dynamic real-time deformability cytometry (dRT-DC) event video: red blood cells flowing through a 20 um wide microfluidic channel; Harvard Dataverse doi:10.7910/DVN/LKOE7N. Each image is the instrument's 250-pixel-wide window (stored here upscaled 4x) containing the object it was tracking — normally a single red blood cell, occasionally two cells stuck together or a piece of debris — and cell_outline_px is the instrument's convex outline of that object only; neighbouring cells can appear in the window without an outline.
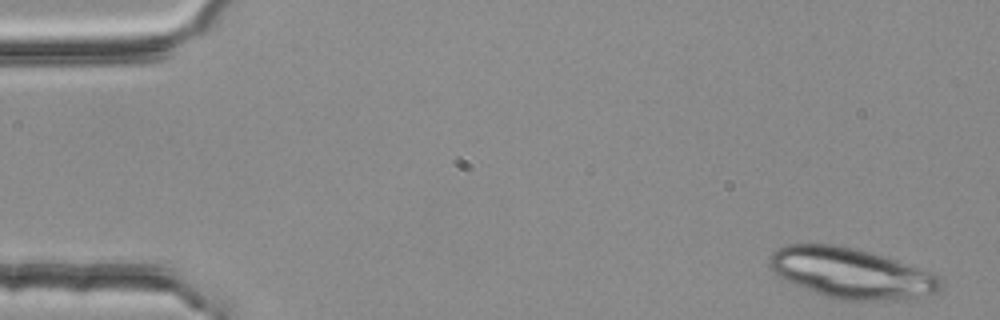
{"species": "common noctule bat (a hibernating species)", "species_latin": "Nyctalus noctula", "temperature_condition": "room temperature", "stored_images_in_passage": 4, "camera_frame_rate_fps": 3000, "um_per_image_px": 0.085, "animal": {"sex": "female", "body_mass_g": 25.1}, "frame": {"image": 1, "passage_image": 1, "time_ms": 0.0, "image_size_px": [1000, 320], "cell_outline_px": [[944, 284], [936, 292], [928, 296], [916, 300], [836, 300], [824, 296], [784, 280], [776, 276], [772, 272], [768, 264], [768, 256], [772, 252], [788, 244], [832, 244], [852, 248], [868, 252], [932, 272], [940, 276], [944, 280]], "centroid_in_image_um": [72.36, 23.25], "position_along_channel_um": 12.6, "area_um2": 50.63}}